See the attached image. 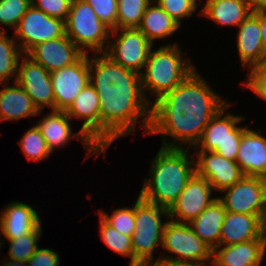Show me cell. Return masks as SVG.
<instances>
[{
    "label": "cell",
    "mask_w": 266,
    "mask_h": 266,
    "mask_svg": "<svg viewBox=\"0 0 266 266\" xmlns=\"http://www.w3.org/2000/svg\"><path fill=\"white\" fill-rule=\"evenodd\" d=\"M26 55L51 73L74 64L84 53L65 34L35 45Z\"/></svg>",
    "instance_id": "e0dca14e"
},
{
    "label": "cell",
    "mask_w": 266,
    "mask_h": 266,
    "mask_svg": "<svg viewBox=\"0 0 266 266\" xmlns=\"http://www.w3.org/2000/svg\"><path fill=\"white\" fill-rule=\"evenodd\" d=\"M114 36L104 52L112 61L126 69L141 73L153 45L138 28L111 30Z\"/></svg>",
    "instance_id": "9c48e42d"
},
{
    "label": "cell",
    "mask_w": 266,
    "mask_h": 266,
    "mask_svg": "<svg viewBox=\"0 0 266 266\" xmlns=\"http://www.w3.org/2000/svg\"><path fill=\"white\" fill-rule=\"evenodd\" d=\"M99 222L101 240L111 249V251L129 257V266H133L132 236L120 233L110 226L101 216Z\"/></svg>",
    "instance_id": "f546056e"
},
{
    "label": "cell",
    "mask_w": 266,
    "mask_h": 266,
    "mask_svg": "<svg viewBox=\"0 0 266 266\" xmlns=\"http://www.w3.org/2000/svg\"><path fill=\"white\" fill-rule=\"evenodd\" d=\"M266 254V239L228 246L219 245L213 249V266H261Z\"/></svg>",
    "instance_id": "ffe728a7"
},
{
    "label": "cell",
    "mask_w": 266,
    "mask_h": 266,
    "mask_svg": "<svg viewBox=\"0 0 266 266\" xmlns=\"http://www.w3.org/2000/svg\"><path fill=\"white\" fill-rule=\"evenodd\" d=\"M101 211V212H100ZM99 215L114 229L124 235L132 236L135 229V202L134 205L114 210L111 215L99 210Z\"/></svg>",
    "instance_id": "d6a6232c"
},
{
    "label": "cell",
    "mask_w": 266,
    "mask_h": 266,
    "mask_svg": "<svg viewBox=\"0 0 266 266\" xmlns=\"http://www.w3.org/2000/svg\"><path fill=\"white\" fill-rule=\"evenodd\" d=\"M50 76L55 110L66 111L90 82L88 54H84L72 65L51 72Z\"/></svg>",
    "instance_id": "8fae6325"
},
{
    "label": "cell",
    "mask_w": 266,
    "mask_h": 266,
    "mask_svg": "<svg viewBox=\"0 0 266 266\" xmlns=\"http://www.w3.org/2000/svg\"><path fill=\"white\" fill-rule=\"evenodd\" d=\"M89 70L90 84L100 99V150L106 153L116 139L133 134L139 119L148 135L151 104L143 93L140 74L104 53L89 56Z\"/></svg>",
    "instance_id": "6da1fadb"
},
{
    "label": "cell",
    "mask_w": 266,
    "mask_h": 266,
    "mask_svg": "<svg viewBox=\"0 0 266 266\" xmlns=\"http://www.w3.org/2000/svg\"><path fill=\"white\" fill-rule=\"evenodd\" d=\"M8 30H0V83H9L14 76L16 82L18 75V64L20 55L23 56V51L19 48L16 40L9 37Z\"/></svg>",
    "instance_id": "83f0119b"
},
{
    "label": "cell",
    "mask_w": 266,
    "mask_h": 266,
    "mask_svg": "<svg viewBox=\"0 0 266 266\" xmlns=\"http://www.w3.org/2000/svg\"><path fill=\"white\" fill-rule=\"evenodd\" d=\"M2 263H1L0 266H28L27 262L14 261V260H11V259H6V261L2 262Z\"/></svg>",
    "instance_id": "7bdbcfd3"
},
{
    "label": "cell",
    "mask_w": 266,
    "mask_h": 266,
    "mask_svg": "<svg viewBox=\"0 0 266 266\" xmlns=\"http://www.w3.org/2000/svg\"><path fill=\"white\" fill-rule=\"evenodd\" d=\"M111 30L117 29V0H84Z\"/></svg>",
    "instance_id": "d590c367"
},
{
    "label": "cell",
    "mask_w": 266,
    "mask_h": 266,
    "mask_svg": "<svg viewBox=\"0 0 266 266\" xmlns=\"http://www.w3.org/2000/svg\"><path fill=\"white\" fill-rule=\"evenodd\" d=\"M218 197L228 212L262 215L264 211V182L262 177L243 176L235 185Z\"/></svg>",
    "instance_id": "4fadbf2b"
},
{
    "label": "cell",
    "mask_w": 266,
    "mask_h": 266,
    "mask_svg": "<svg viewBox=\"0 0 266 266\" xmlns=\"http://www.w3.org/2000/svg\"><path fill=\"white\" fill-rule=\"evenodd\" d=\"M261 222H262L263 228L266 232V198H265V202H264V211H263V214L261 217Z\"/></svg>",
    "instance_id": "ee69618b"
},
{
    "label": "cell",
    "mask_w": 266,
    "mask_h": 266,
    "mask_svg": "<svg viewBox=\"0 0 266 266\" xmlns=\"http://www.w3.org/2000/svg\"><path fill=\"white\" fill-rule=\"evenodd\" d=\"M23 56L18 64L16 82L30 96L39 111L44 110L46 106L51 110H55L50 72L42 65L34 62L26 54Z\"/></svg>",
    "instance_id": "9a60e30c"
},
{
    "label": "cell",
    "mask_w": 266,
    "mask_h": 266,
    "mask_svg": "<svg viewBox=\"0 0 266 266\" xmlns=\"http://www.w3.org/2000/svg\"><path fill=\"white\" fill-rule=\"evenodd\" d=\"M21 151L29 161H40L47 159L52 155L47 146L44 137L41 135L38 127L33 122V126L25 131L23 137L19 140Z\"/></svg>",
    "instance_id": "4dcf8cb0"
},
{
    "label": "cell",
    "mask_w": 266,
    "mask_h": 266,
    "mask_svg": "<svg viewBox=\"0 0 266 266\" xmlns=\"http://www.w3.org/2000/svg\"><path fill=\"white\" fill-rule=\"evenodd\" d=\"M3 240H1V235H0V250H1V248H2V246L4 245L3 243H5V242H2Z\"/></svg>",
    "instance_id": "bcb514c9"
},
{
    "label": "cell",
    "mask_w": 266,
    "mask_h": 266,
    "mask_svg": "<svg viewBox=\"0 0 266 266\" xmlns=\"http://www.w3.org/2000/svg\"><path fill=\"white\" fill-rule=\"evenodd\" d=\"M236 45L241 66L249 71L266 68V52L263 47L258 18L251 13L239 26Z\"/></svg>",
    "instance_id": "ac0fdd59"
},
{
    "label": "cell",
    "mask_w": 266,
    "mask_h": 266,
    "mask_svg": "<svg viewBox=\"0 0 266 266\" xmlns=\"http://www.w3.org/2000/svg\"><path fill=\"white\" fill-rule=\"evenodd\" d=\"M194 155L196 173L205 178L214 191L221 193L244 176L236 161H230L213 151L195 150Z\"/></svg>",
    "instance_id": "2e32d148"
},
{
    "label": "cell",
    "mask_w": 266,
    "mask_h": 266,
    "mask_svg": "<svg viewBox=\"0 0 266 266\" xmlns=\"http://www.w3.org/2000/svg\"><path fill=\"white\" fill-rule=\"evenodd\" d=\"M252 11L266 10V0H249Z\"/></svg>",
    "instance_id": "b9f144b4"
},
{
    "label": "cell",
    "mask_w": 266,
    "mask_h": 266,
    "mask_svg": "<svg viewBox=\"0 0 266 266\" xmlns=\"http://www.w3.org/2000/svg\"><path fill=\"white\" fill-rule=\"evenodd\" d=\"M211 184L196 172L188 180L177 200L168 209L169 219L175 222L190 223L218 197H212Z\"/></svg>",
    "instance_id": "7c38bea8"
},
{
    "label": "cell",
    "mask_w": 266,
    "mask_h": 266,
    "mask_svg": "<svg viewBox=\"0 0 266 266\" xmlns=\"http://www.w3.org/2000/svg\"><path fill=\"white\" fill-rule=\"evenodd\" d=\"M4 207L0 213V234L6 239L30 234L42 222L37 210L26 203L12 201Z\"/></svg>",
    "instance_id": "7402d4cb"
},
{
    "label": "cell",
    "mask_w": 266,
    "mask_h": 266,
    "mask_svg": "<svg viewBox=\"0 0 266 266\" xmlns=\"http://www.w3.org/2000/svg\"><path fill=\"white\" fill-rule=\"evenodd\" d=\"M259 20L263 47L266 52V10L252 12Z\"/></svg>",
    "instance_id": "ab89813d"
},
{
    "label": "cell",
    "mask_w": 266,
    "mask_h": 266,
    "mask_svg": "<svg viewBox=\"0 0 266 266\" xmlns=\"http://www.w3.org/2000/svg\"><path fill=\"white\" fill-rule=\"evenodd\" d=\"M162 248L178 257L159 256L155 261L210 262L213 250L202 241L188 223L175 222L170 219L164 226Z\"/></svg>",
    "instance_id": "ba28073f"
},
{
    "label": "cell",
    "mask_w": 266,
    "mask_h": 266,
    "mask_svg": "<svg viewBox=\"0 0 266 266\" xmlns=\"http://www.w3.org/2000/svg\"><path fill=\"white\" fill-rule=\"evenodd\" d=\"M226 213L223 203L216 199L188 224L194 233L213 250L219 246Z\"/></svg>",
    "instance_id": "484cf974"
},
{
    "label": "cell",
    "mask_w": 266,
    "mask_h": 266,
    "mask_svg": "<svg viewBox=\"0 0 266 266\" xmlns=\"http://www.w3.org/2000/svg\"><path fill=\"white\" fill-rule=\"evenodd\" d=\"M153 0H117V29L138 28Z\"/></svg>",
    "instance_id": "f1b7e54d"
},
{
    "label": "cell",
    "mask_w": 266,
    "mask_h": 266,
    "mask_svg": "<svg viewBox=\"0 0 266 266\" xmlns=\"http://www.w3.org/2000/svg\"><path fill=\"white\" fill-rule=\"evenodd\" d=\"M65 34L64 20L48 16L31 5L20 19L13 36L19 48L26 54L35 45L63 37Z\"/></svg>",
    "instance_id": "30bf717a"
},
{
    "label": "cell",
    "mask_w": 266,
    "mask_h": 266,
    "mask_svg": "<svg viewBox=\"0 0 266 266\" xmlns=\"http://www.w3.org/2000/svg\"><path fill=\"white\" fill-rule=\"evenodd\" d=\"M32 5V0H0V25L15 29Z\"/></svg>",
    "instance_id": "836d02e7"
},
{
    "label": "cell",
    "mask_w": 266,
    "mask_h": 266,
    "mask_svg": "<svg viewBox=\"0 0 266 266\" xmlns=\"http://www.w3.org/2000/svg\"><path fill=\"white\" fill-rule=\"evenodd\" d=\"M164 11H166L181 26L182 20L192 17L198 10L197 0H154Z\"/></svg>",
    "instance_id": "e575fe53"
},
{
    "label": "cell",
    "mask_w": 266,
    "mask_h": 266,
    "mask_svg": "<svg viewBox=\"0 0 266 266\" xmlns=\"http://www.w3.org/2000/svg\"><path fill=\"white\" fill-rule=\"evenodd\" d=\"M42 235V225L40 224L33 232L16 239H6L9 242L8 259L14 261L27 260L38 249V242Z\"/></svg>",
    "instance_id": "1f68e13d"
},
{
    "label": "cell",
    "mask_w": 266,
    "mask_h": 266,
    "mask_svg": "<svg viewBox=\"0 0 266 266\" xmlns=\"http://www.w3.org/2000/svg\"><path fill=\"white\" fill-rule=\"evenodd\" d=\"M207 83L195 70L154 102L148 135L161 134L164 148L195 147L210 120L229 103Z\"/></svg>",
    "instance_id": "7a4b0ae2"
},
{
    "label": "cell",
    "mask_w": 266,
    "mask_h": 266,
    "mask_svg": "<svg viewBox=\"0 0 266 266\" xmlns=\"http://www.w3.org/2000/svg\"><path fill=\"white\" fill-rule=\"evenodd\" d=\"M162 216L166 221L162 222ZM168 209L143 200L135 202V229L132 234L133 266H153L157 245L162 246Z\"/></svg>",
    "instance_id": "5b68a950"
},
{
    "label": "cell",
    "mask_w": 266,
    "mask_h": 266,
    "mask_svg": "<svg viewBox=\"0 0 266 266\" xmlns=\"http://www.w3.org/2000/svg\"><path fill=\"white\" fill-rule=\"evenodd\" d=\"M261 131L248 128L242 134L236 162L245 176L266 175V136Z\"/></svg>",
    "instance_id": "603a6c76"
},
{
    "label": "cell",
    "mask_w": 266,
    "mask_h": 266,
    "mask_svg": "<svg viewBox=\"0 0 266 266\" xmlns=\"http://www.w3.org/2000/svg\"><path fill=\"white\" fill-rule=\"evenodd\" d=\"M262 215L228 212L222 225L219 245L228 246L253 239H266L261 222Z\"/></svg>",
    "instance_id": "44dd1931"
},
{
    "label": "cell",
    "mask_w": 266,
    "mask_h": 266,
    "mask_svg": "<svg viewBox=\"0 0 266 266\" xmlns=\"http://www.w3.org/2000/svg\"><path fill=\"white\" fill-rule=\"evenodd\" d=\"M211 262H179V261H159L156 262L153 266H208Z\"/></svg>",
    "instance_id": "60d3db41"
},
{
    "label": "cell",
    "mask_w": 266,
    "mask_h": 266,
    "mask_svg": "<svg viewBox=\"0 0 266 266\" xmlns=\"http://www.w3.org/2000/svg\"><path fill=\"white\" fill-rule=\"evenodd\" d=\"M59 254L50 248H38L27 260L28 266H59Z\"/></svg>",
    "instance_id": "f35d334b"
},
{
    "label": "cell",
    "mask_w": 266,
    "mask_h": 266,
    "mask_svg": "<svg viewBox=\"0 0 266 266\" xmlns=\"http://www.w3.org/2000/svg\"><path fill=\"white\" fill-rule=\"evenodd\" d=\"M180 24L164 11L154 0L147 6L138 29L147 37V40L154 45L157 39L172 37Z\"/></svg>",
    "instance_id": "4316f807"
},
{
    "label": "cell",
    "mask_w": 266,
    "mask_h": 266,
    "mask_svg": "<svg viewBox=\"0 0 266 266\" xmlns=\"http://www.w3.org/2000/svg\"><path fill=\"white\" fill-rule=\"evenodd\" d=\"M178 43L162 45L156 50L151 48L148 60L140 73V81L145 98L152 105L166 93L171 92L184 81L196 67L190 59L183 57ZM153 94L155 101L146 97Z\"/></svg>",
    "instance_id": "277c9868"
},
{
    "label": "cell",
    "mask_w": 266,
    "mask_h": 266,
    "mask_svg": "<svg viewBox=\"0 0 266 266\" xmlns=\"http://www.w3.org/2000/svg\"><path fill=\"white\" fill-rule=\"evenodd\" d=\"M99 100L95 88L89 82L65 112L71 119H82L80 130L100 149Z\"/></svg>",
    "instance_id": "d6986e66"
},
{
    "label": "cell",
    "mask_w": 266,
    "mask_h": 266,
    "mask_svg": "<svg viewBox=\"0 0 266 266\" xmlns=\"http://www.w3.org/2000/svg\"><path fill=\"white\" fill-rule=\"evenodd\" d=\"M72 0H32V5L46 15L67 20Z\"/></svg>",
    "instance_id": "8d00e7d4"
},
{
    "label": "cell",
    "mask_w": 266,
    "mask_h": 266,
    "mask_svg": "<svg viewBox=\"0 0 266 266\" xmlns=\"http://www.w3.org/2000/svg\"><path fill=\"white\" fill-rule=\"evenodd\" d=\"M71 118L65 111L52 110L38 120L36 125L44 137L47 146L53 153L56 147L66 146L71 139H78L82 141L86 155L91 156L96 154V157L103 154V152L83 133L80 129L73 133Z\"/></svg>",
    "instance_id": "5bb4252c"
},
{
    "label": "cell",
    "mask_w": 266,
    "mask_h": 266,
    "mask_svg": "<svg viewBox=\"0 0 266 266\" xmlns=\"http://www.w3.org/2000/svg\"><path fill=\"white\" fill-rule=\"evenodd\" d=\"M66 36L84 53H104L110 41L111 29L84 0H72L67 20Z\"/></svg>",
    "instance_id": "8992f818"
},
{
    "label": "cell",
    "mask_w": 266,
    "mask_h": 266,
    "mask_svg": "<svg viewBox=\"0 0 266 266\" xmlns=\"http://www.w3.org/2000/svg\"><path fill=\"white\" fill-rule=\"evenodd\" d=\"M189 148L161 147L150 161V178H145L139 196L152 204L169 209L188 180L194 175L195 159Z\"/></svg>",
    "instance_id": "3957f363"
},
{
    "label": "cell",
    "mask_w": 266,
    "mask_h": 266,
    "mask_svg": "<svg viewBox=\"0 0 266 266\" xmlns=\"http://www.w3.org/2000/svg\"><path fill=\"white\" fill-rule=\"evenodd\" d=\"M230 105L231 103H228L210 120L193 149L213 151L230 161H236L242 134L249 125L239 126L244 117L226 113Z\"/></svg>",
    "instance_id": "52a82bcc"
},
{
    "label": "cell",
    "mask_w": 266,
    "mask_h": 266,
    "mask_svg": "<svg viewBox=\"0 0 266 266\" xmlns=\"http://www.w3.org/2000/svg\"><path fill=\"white\" fill-rule=\"evenodd\" d=\"M243 83V87L249 88L259 98L266 101V68L249 71L247 82Z\"/></svg>",
    "instance_id": "74e56055"
},
{
    "label": "cell",
    "mask_w": 266,
    "mask_h": 266,
    "mask_svg": "<svg viewBox=\"0 0 266 266\" xmlns=\"http://www.w3.org/2000/svg\"><path fill=\"white\" fill-rule=\"evenodd\" d=\"M263 178V182H264V197L266 198V175Z\"/></svg>",
    "instance_id": "f6af8a7d"
},
{
    "label": "cell",
    "mask_w": 266,
    "mask_h": 266,
    "mask_svg": "<svg viewBox=\"0 0 266 266\" xmlns=\"http://www.w3.org/2000/svg\"><path fill=\"white\" fill-rule=\"evenodd\" d=\"M13 83L14 86L0 83L4 86L0 89V122L17 121L41 114L42 110L37 109L25 90L17 82Z\"/></svg>",
    "instance_id": "cb8c5ba5"
},
{
    "label": "cell",
    "mask_w": 266,
    "mask_h": 266,
    "mask_svg": "<svg viewBox=\"0 0 266 266\" xmlns=\"http://www.w3.org/2000/svg\"><path fill=\"white\" fill-rule=\"evenodd\" d=\"M200 16L217 25L239 26L253 11L249 0H206Z\"/></svg>",
    "instance_id": "d4e9b609"
}]
</instances>
